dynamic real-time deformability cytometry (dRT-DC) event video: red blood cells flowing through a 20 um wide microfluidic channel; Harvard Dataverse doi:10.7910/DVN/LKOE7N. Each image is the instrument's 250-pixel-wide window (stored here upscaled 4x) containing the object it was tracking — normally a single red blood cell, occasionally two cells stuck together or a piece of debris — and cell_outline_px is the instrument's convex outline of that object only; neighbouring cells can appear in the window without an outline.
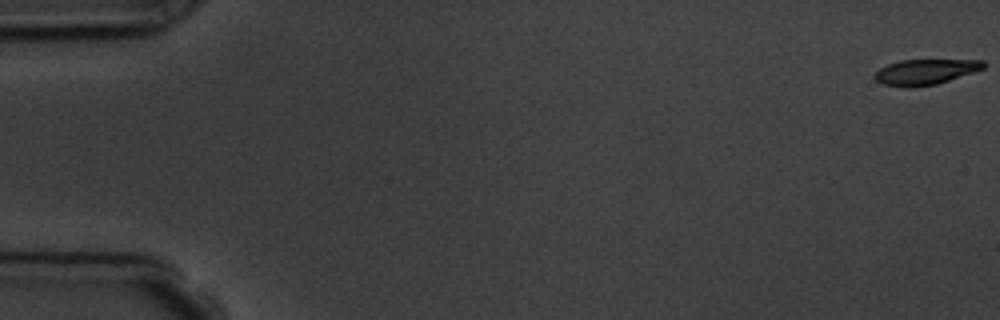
{"species": "common noctule bat (a hibernating species)", "species_latin": "Nyctalus noctula", "temperature_condition": "room temperature", "stored_images_in_passage": 4, "camera_frame_rate_fps": 3000, "um_per_image_px": 0.085, "animal": {"sex": "male", "body_mass_g": 19.5, "forearm_length_mm": 54.6}, "frame": {"image": 1, "passage_image": 1, "time_ms": 0.0, "image_size_px": [1000, 320], "cell_outline_px": [[984, 68], [936, 84], [908, 88], [904, 88], [884, 84], [876, 80], [876, 72], [880, 68], [888, 64], [900, 60], [984, 60]], "centroid_in_image_um": [78.63, 6.11], "position_along_channel_um": 6.4, "area_um2": 15.84}}